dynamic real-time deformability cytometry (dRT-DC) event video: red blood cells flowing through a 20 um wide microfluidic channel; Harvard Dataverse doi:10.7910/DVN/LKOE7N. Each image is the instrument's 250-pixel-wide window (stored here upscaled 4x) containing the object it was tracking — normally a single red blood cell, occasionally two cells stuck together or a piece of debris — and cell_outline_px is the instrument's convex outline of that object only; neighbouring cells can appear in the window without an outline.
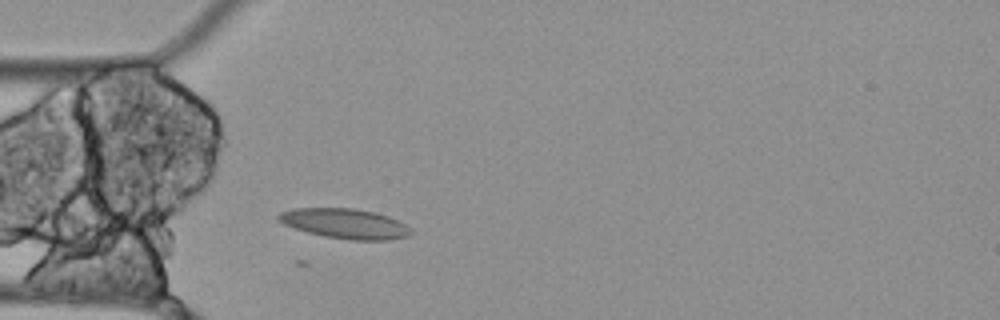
{"species": "Egyptian fruit bat (a non-hibernating species)", "species_latin": "Rousettus aegyptiacus", "temperature_condition": "cold", "stored_images_in_passage": 29, "camera_frame_rate_fps": 3000, "um_per_image_px": 0.085, "animal": {"sex": "female"}, "frame": {"image": 1, "passage_image": 7, "time_ms": 2.0, "image_size_px": [1000, 320], "cell_outline_px": [[416, 232], [408, 236], [388, 240], [352, 240], [324, 236], [308, 232], [284, 224], [276, 220], [276, 216], [280, 212], [292, 208], [352, 208], [376, 212], [388, 216], [412, 228]], "centroid_in_image_um": [29.34, 19.0], "position_along_channel_um": 55.7, "area_um2": 23.24}}
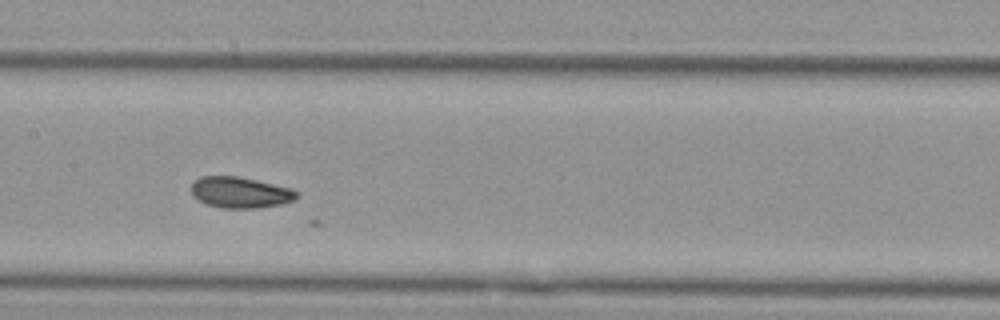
{"frame": {"image": 2, "passage_image": 18, "time_ms": 5.667, "image_size_px": [1000, 320], "cell_outline_px": [[300, 196], [296, 200], [280, 204], [256, 208], [220, 208], [204, 204], [192, 196], [192, 184], [200, 176], [240, 176], [292, 188], [300, 192]], "centroid_in_image_um": [20.45, 16.36], "position_along_channel_um": 186.9, "area_um2": 19.42}}
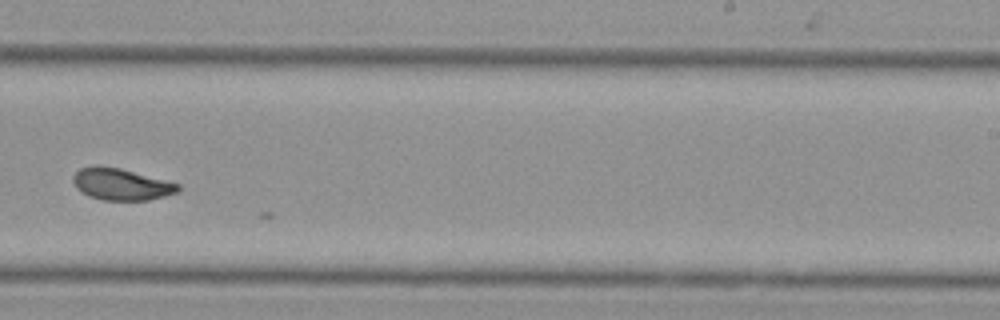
{"frame": {"image": 3, "passage_image": 26, "time_ms": 8.333, "image_size_px": [1000, 320], "cell_outline_px": [[180, 192], [148, 200], [104, 200], [88, 196], [76, 188], [72, 180], [72, 176], [80, 168], [96, 164], [120, 168], [180, 184]], "centroid_in_image_um": [10.28, 15.65], "position_along_channel_um": 278.7, "area_um2": 19.54}}